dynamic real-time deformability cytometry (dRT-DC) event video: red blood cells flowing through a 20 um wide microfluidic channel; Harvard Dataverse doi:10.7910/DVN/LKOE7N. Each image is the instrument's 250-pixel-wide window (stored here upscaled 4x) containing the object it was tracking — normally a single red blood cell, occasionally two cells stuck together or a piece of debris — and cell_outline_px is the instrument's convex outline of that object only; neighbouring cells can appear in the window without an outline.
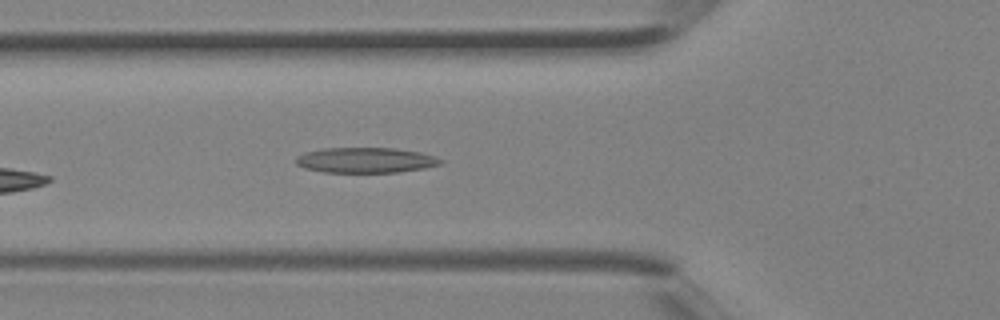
{"species": "Egyptian fruit bat (a non-hibernating species)", "species_latin": "Rousettus aegyptiacus", "temperature_condition": "room temperature", "stored_images_in_passage": 3, "camera_frame_rate_fps": 3000, "um_per_image_px": 0.085, "animal": {"sex": "female"}, "frame": {"image": 1, "passage_image": 3, "time_ms": 0.667, "image_size_px": [1000, 320], "cell_outline_px": [[444, 160], [440, 164], [424, 168], [400, 172], [324, 172], [304, 168], [296, 164], [296, 156], [304, 152], [324, 148], [396, 148], [420, 152], [436, 156]], "centroid_in_image_um": [31.08, 13.61], "position_along_channel_um": 94.7, "area_um2": 21.44}}